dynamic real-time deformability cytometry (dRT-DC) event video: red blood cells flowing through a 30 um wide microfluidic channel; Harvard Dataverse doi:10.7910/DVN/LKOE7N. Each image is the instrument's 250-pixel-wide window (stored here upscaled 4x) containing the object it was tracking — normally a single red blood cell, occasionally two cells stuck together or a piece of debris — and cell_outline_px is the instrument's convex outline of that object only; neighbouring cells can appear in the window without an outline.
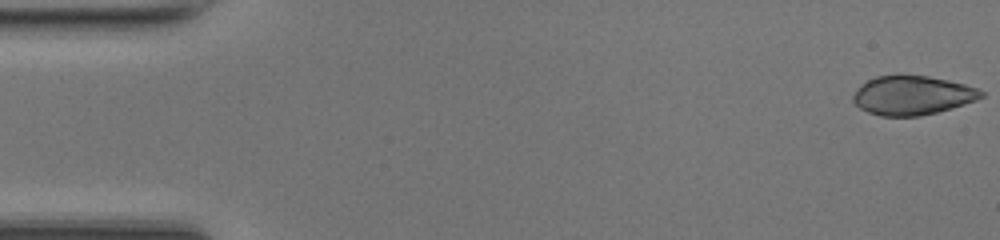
{"species": "common noctule bat (a hibernating species)", "species_latin": "Nyctalus noctula", "temperature_condition": "room temperature", "stored_images_in_passage": 49, "camera_frame_rate_fps": 3000, "um_per_image_px": 0.085, "animal": {"sex": "female", "body_mass_g": 17.0, "forearm_length_mm": 48.0}, "frame": {"image": 1, "passage_image": 1, "time_ms": 0.0, "image_size_px": [1000, 240], "cell_outline_px": [[984, 96], [976, 100], [952, 108], [920, 116], [880, 116], [868, 112], [860, 108], [852, 100], [852, 96], [856, 88], [860, 84], [876, 76], [928, 76], [948, 80], [964, 84], [976, 88], [984, 92]], "centroid_in_image_um": [77.52, 8.11], "position_along_channel_um": 7.5, "area_um2": 29.02}}
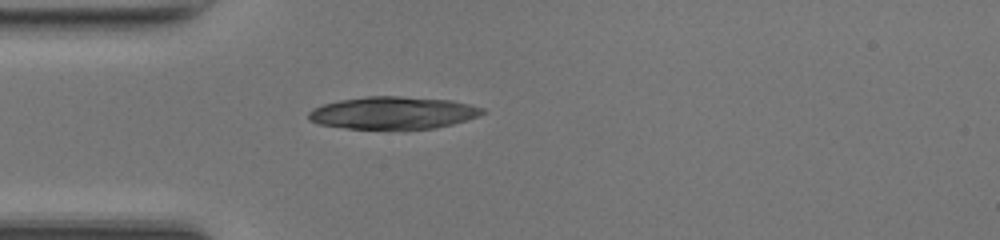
{"frame": {"image": 2, "passage_image": 14, "time_ms": 4.333, "image_size_px": [1000, 240], "cell_outline_px": [[488, 112], [480, 116], [452, 124], [436, 128], [348, 128], [320, 124], [308, 120], [308, 112], [312, 108], [324, 104], [340, 100], [368, 96], [400, 96], [452, 100], [484, 108]], "centroid_in_image_um": [33.44, 9.58], "position_along_channel_um": 51.6, "area_um2": 32.66}}